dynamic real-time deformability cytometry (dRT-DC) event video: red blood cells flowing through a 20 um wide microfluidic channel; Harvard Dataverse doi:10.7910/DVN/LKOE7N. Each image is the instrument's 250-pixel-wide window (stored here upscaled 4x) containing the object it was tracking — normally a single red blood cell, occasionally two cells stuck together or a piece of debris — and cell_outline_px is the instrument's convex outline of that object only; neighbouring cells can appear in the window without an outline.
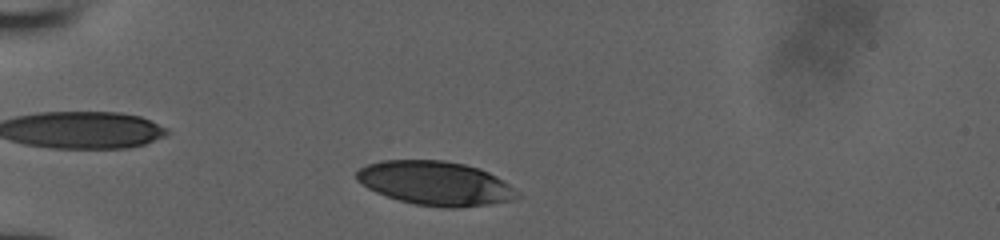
{"species": "human", "species_latin": "Homo sapiens", "temperature_condition": "room temperature", "stored_images_in_passage": 34, "camera_frame_rate_fps": 3000, "um_per_image_px": 0.085, "donor": {"sex": "male"}, "frame": {"image": 1, "passage_image": 3, "time_ms": 0.667, "image_size_px": [1000, 240], "cell_outline_px": [[520, 196], [512, 200], [488, 204], [456, 208], [440, 208], [416, 204], [400, 200], [376, 192], [368, 188], [356, 180], [356, 172], [360, 168], [368, 164], [384, 160], [444, 160], [464, 164], [480, 168], [504, 180], [520, 192]], "centroid_in_image_um": [37.04, 15.58], "position_along_channel_um": 48.0, "area_um2": 41.27}}
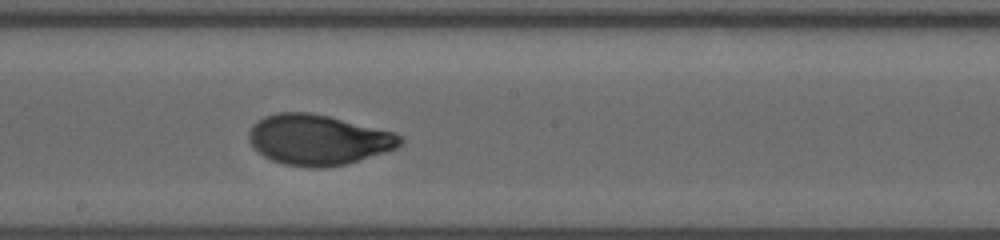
{"frame": {"image": 2, "passage_image": 18, "time_ms": 5.667, "image_size_px": [1000, 240], "cell_outline_px": [[404, 144], [396, 148], [348, 164], [328, 168], [308, 168], [284, 164], [272, 160], [264, 156], [248, 140], [248, 132], [252, 124], [264, 116], [280, 112], [312, 112], [392, 132], [400, 136], [404, 140]], "centroid_in_image_um": [27.03, 11.89], "position_along_channel_um": 221.2, "area_um2": 44.45}}
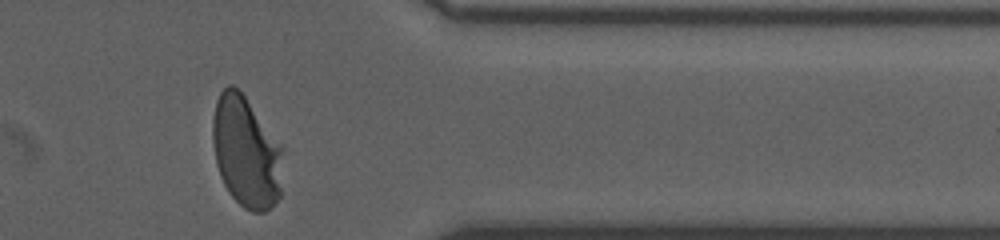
{"frame": {"image": 3, "passage_image": 31, "time_ms": 10.0, "image_size_px": [1000, 240], "cell_outline_px": [[284, 148], [280, 196], [264, 212], [252, 212], [244, 208], [228, 192], [220, 176], [216, 164], [212, 140], [212, 120], [216, 100], [220, 92], [228, 84], [232, 84], [244, 96], [284, 144]], "centroid_in_image_um": [20.94, 12.9], "position_along_channel_um": 390.5, "area_um2": 46.18}}